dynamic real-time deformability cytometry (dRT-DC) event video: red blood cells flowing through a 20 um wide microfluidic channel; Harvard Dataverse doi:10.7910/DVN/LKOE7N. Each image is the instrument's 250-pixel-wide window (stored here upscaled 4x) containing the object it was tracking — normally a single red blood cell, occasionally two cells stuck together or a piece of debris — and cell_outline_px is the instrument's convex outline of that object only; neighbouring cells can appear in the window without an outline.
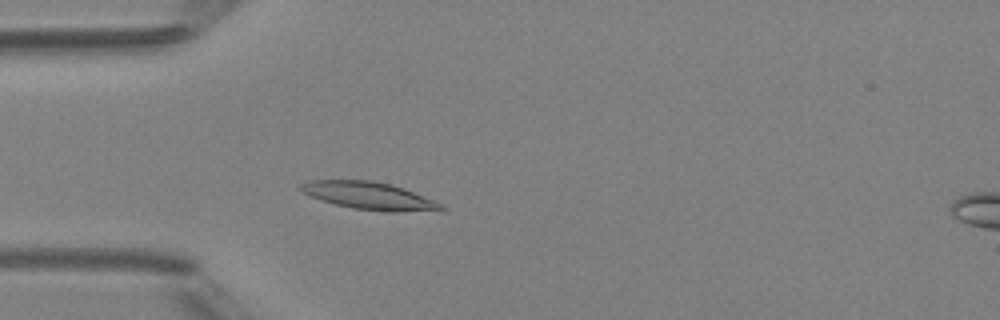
{"species": "Egyptian fruit bat (a non-hibernating species)", "species_latin": "Rousettus aegyptiacus", "temperature_condition": "room temperature", "stored_images_in_passage": 46, "camera_frame_rate_fps": 3000, "um_per_image_px": 0.085, "animal": {"sex": "female"}, "frame": {"image": 1, "passage_image": 11, "time_ms": 3.333, "image_size_px": [1000, 320], "cell_outline_px": [[448, 208], [396, 212], [388, 212], [352, 208], [320, 200], [300, 192], [296, 188], [300, 184], [312, 180], [372, 180], [404, 188], [444, 204]], "centroid_in_image_um": [31.31, 16.63], "position_along_channel_um": 53.7, "area_um2": 22.43}}
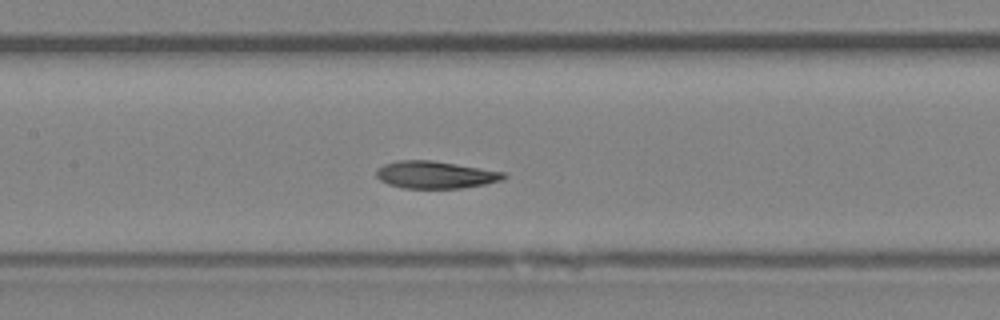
{"frame": {"image": 2, "passage_image": 20, "time_ms": 6.333, "image_size_px": [1000, 320], "cell_outline_px": [[508, 176], [504, 180], [484, 184], [460, 188], [404, 188], [388, 184], [380, 180], [376, 176], [376, 168], [384, 164], [396, 160], [432, 160], [504, 172]], "centroid_in_image_um": [36.98, 14.85], "position_along_channel_um": 170.4, "area_um2": 20.29}}
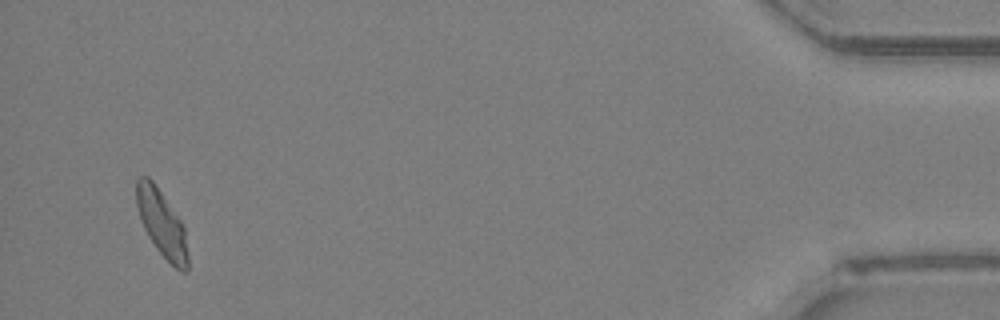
{"frame": {"image": 3, "passage_image": 44, "time_ms": 14.333, "image_size_px": [1000, 320], "cell_outline_px": [[188, 272], [180, 272], [156, 248], [148, 236], [144, 228], [136, 204], [136, 180], [140, 176], [148, 176], [156, 184], [180, 220], [184, 228], [188, 256]], "centroid_in_image_um": [13.75, 18.98], "position_along_channel_um": 421.5, "area_um2": 19.77}, "authors_computed_cell_mechanics": {"area_um2": 20.5768, "velocity_mm_per_s": 4.1639, "shape_relaxation_time_tau1_ms": 4.6581, "shape_relaxation_time_tau2_ms": 1.812, "deformation_change_tau1": 0.1561, "deformation_change_tau2": 0.061}}